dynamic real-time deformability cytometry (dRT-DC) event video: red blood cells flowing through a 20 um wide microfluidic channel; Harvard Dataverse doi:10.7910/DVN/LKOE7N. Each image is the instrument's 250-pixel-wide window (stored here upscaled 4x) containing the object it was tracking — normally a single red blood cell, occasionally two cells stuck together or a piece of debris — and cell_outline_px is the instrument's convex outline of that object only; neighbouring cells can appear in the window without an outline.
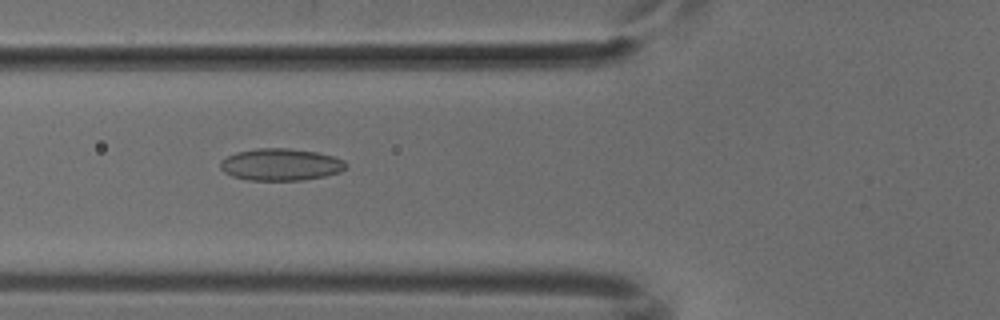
{"species": "common noctule bat (a hibernating species)", "species_latin": "Nyctalus noctula", "temperature_condition": "cold", "stored_images_in_passage": 34, "camera_frame_rate_fps": 3000, "um_per_image_px": 0.085, "animal": {"sex": "male", "body_mass_g": 18.8}, "frame": {"image": 1, "passage_image": 10, "time_ms": 3.0, "image_size_px": [1000, 320], "cell_outline_px": [[348, 168], [340, 172], [324, 176], [300, 180], [248, 180], [232, 176], [224, 172], [220, 168], [220, 160], [236, 152], [256, 148], [288, 148], [316, 152], [332, 156], [344, 160], [348, 164]], "centroid_in_image_um": [23.86, 13.98], "position_along_channel_um": 101.9, "area_um2": 23.52}}
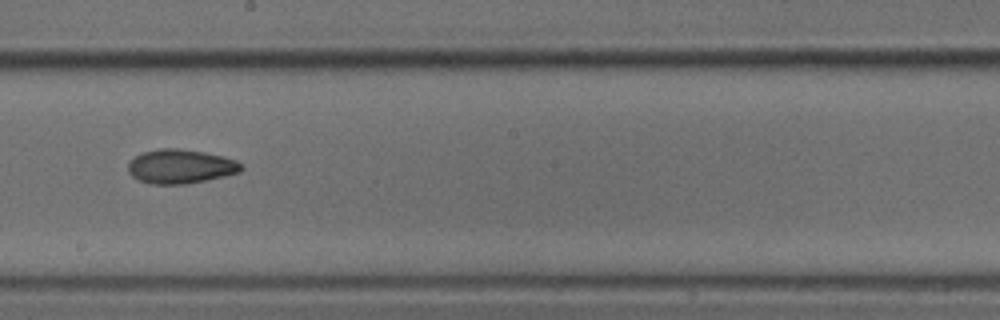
{"frame": {"image": 2, "passage_image": 20, "time_ms": 6.333, "image_size_px": [1000, 320], "cell_outline_px": [[244, 168], [240, 172], [208, 180], [184, 184], [152, 184], [140, 180], [132, 176], [128, 172], [128, 164], [136, 156], [144, 152], [156, 148], [176, 148], [204, 152], [224, 156], [236, 160], [244, 164]], "centroid_in_image_um": [15.39, 14.14], "position_along_channel_um": 232.8, "area_um2": 22.6}}
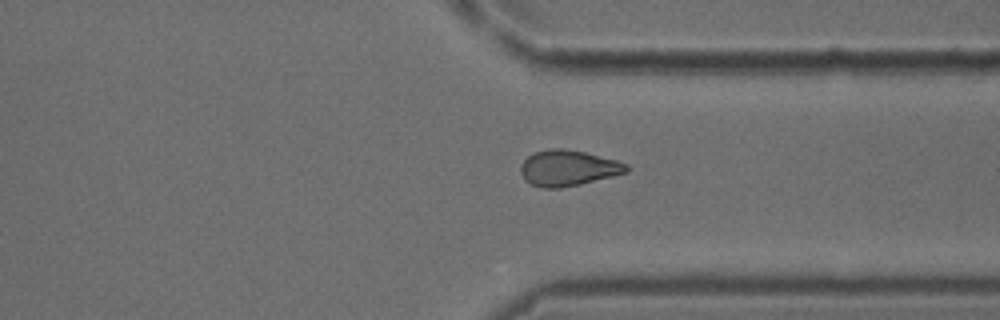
{"frame": {"image": 3, "passage_image": 30, "time_ms": 9.667, "image_size_px": [1000, 320], "cell_outline_px": [[628, 172], [580, 184], [560, 188], [544, 188], [532, 184], [524, 180], [520, 172], [520, 164], [532, 152], [552, 148], [564, 148], [584, 152], [616, 160], [628, 164]], "centroid_in_image_um": [48.25, 14.28], "position_along_channel_um": 363.1, "area_um2": 22.08}}